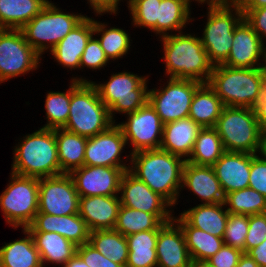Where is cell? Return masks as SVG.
<instances>
[{"mask_svg":"<svg viewBox=\"0 0 266 267\" xmlns=\"http://www.w3.org/2000/svg\"><path fill=\"white\" fill-rule=\"evenodd\" d=\"M199 3H204L205 1L208 3L209 7H221V6H227L233 3H236L237 0H197ZM230 1V2H229ZM190 2V0H188Z\"/></svg>","mask_w":266,"mask_h":267,"instance_id":"6f0895ef","label":"cell"},{"mask_svg":"<svg viewBox=\"0 0 266 267\" xmlns=\"http://www.w3.org/2000/svg\"><path fill=\"white\" fill-rule=\"evenodd\" d=\"M119 192H122L121 198L119 197L122 206L153 215H171L166 207L172 205L129 170L125 171L122 176Z\"/></svg>","mask_w":266,"mask_h":267,"instance_id":"e0dca14e","label":"cell"},{"mask_svg":"<svg viewBox=\"0 0 266 267\" xmlns=\"http://www.w3.org/2000/svg\"><path fill=\"white\" fill-rule=\"evenodd\" d=\"M157 237L158 230L141 231L127 236L129 253L126 267H156Z\"/></svg>","mask_w":266,"mask_h":267,"instance_id":"836d02e7","label":"cell"},{"mask_svg":"<svg viewBox=\"0 0 266 267\" xmlns=\"http://www.w3.org/2000/svg\"><path fill=\"white\" fill-rule=\"evenodd\" d=\"M245 20L252 26L253 30L262 37H266V6L257 9H242Z\"/></svg>","mask_w":266,"mask_h":267,"instance_id":"c3c4849f","label":"cell"},{"mask_svg":"<svg viewBox=\"0 0 266 267\" xmlns=\"http://www.w3.org/2000/svg\"><path fill=\"white\" fill-rule=\"evenodd\" d=\"M243 251L231 246L223 245L221 249L208 260L212 267H236Z\"/></svg>","mask_w":266,"mask_h":267,"instance_id":"7dc6e473","label":"cell"},{"mask_svg":"<svg viewBox=\"0 0 266 267\" xmlns=\"http://www.w3.org/2000/svg\"><path fill=\"white\" fill-rule=\"evenodd\" d=\"M189 2L188 0H161L158 2V19H157V34L163 33L166 36V31L182 30L189 18Z\"/></svg>","mask_w":266,"mask_h":267,"instance_id":"8d00e7d4","label":"cell"},{"mask_svg":"<svg viewBox=\"0 0 266 267\" xmlns=\"http://www.w3.org/2000/svg\"><path fill=\"white\" fill-rule=\"evenodd\" d=\"M39 59L20 29H0V83L37 68Z\"/></svg>","mask_w":266,"mask_h":267,"instance_id":"7c38bea8","label":"cell"},{"mask_svg":"<svg viewBox=\"0 0 266 267\" xmlns=\"http://www.w3.org/2000/svg\"><path fill=\"white\" fill-rule=\"evenodd\" d=\"M127 170L129 168L84 165L72 170L69 175L79 197L112 196L120 193V182Z\"/></svg>","mask_w":266,"mask_h":267,"instance_id":"9a60e30c","label":"cell"},{"mask_svg":"<svg viewBox=\"0 0 266 267\" xmlns=\"http://www.w3.org/2000/svg\"><path fill=\"white\" fill-rule=\"evenodd\" d=\"M266 103V70L262 67L261 86L253 104V110L256 111L261 105Z\"/></svg>","mask_w":266,"mask_h":267,"instance_id":"816d5d0a","label":"cell"},{"mask_svg":"<svg viewBox=\"0 0 266 267\" xmlns=\"http://www.w3.org/2000/svg\"><path fill=\"white\" fill-rule=\"evenodd\" d=\"M261 55H265L264 42L243 18L234 29L230 53L222 64L233 68H256L255 64L264 67L259 62Z\"/></svg>","mask_w":266,"mask_h":267,"instance_id":"ac0fdd59","label":"cell"},{"mask_svg":"<svg viewBox=\"0 0 266 267\" xmlns=\"http://www.w3.org/2000/svg\"><path fill=\"white\" fill-rule=\"evenodd\" d=\"M256 154L225 152L212 166L224 194L249 186L251 160Z\"/></svg>","mask_w":266,"mask_h":267,"instance_id":"d6986e66","label":"cell"},{"mask_svg":"<svg viewBox=\"0 0 266 267\" xmlns=\"http://www.w3.org/2000/svg\"><path fill=\"white\" fill-rule=\"evenodd\" d=\"M259 267H266V239L256 247L249 249L246 252Z\"/></svg>","mask_w":266,"mask_h":267,"instance_id":"f907efd6","label":"cell"},{"mask_svg":"<svg viewBox=\"0 0 266 267\" xmlns=\"http://www.w3.org/2000/svg\"><path fill=\"white\" fill-rule=\"evenodd\" d=\"M121 203L116 195L79 197V215L89 231L114 229Z\"/></svg>","mask_w":266,"mask_h":267,"instance_id":"7402d4cb","label":"cell"},{"mask_svg":"<svg viewBox=\"0 0 266 267\" xmlns=\"http://www.w3.org/2000/svg\"><path fill=\"white\" fill-rule=\"evenodd\" d=\"M26 238L5 244L0 248V267H43L39 251L28 229Z\"/></svg>","mask_w":266,"mask_h":267,"instance_id":"1f68e13d","label":"cell"},{"mask_svg":"<svg viewBox=\"0 0 266 267\" xmlns=\"http://www.w3.org/2000/svg\"><path fill=\"white\" fill-rule=\"evenodd\" d=\"M226 210L233 214L255 215L266 213V198L258 191L247 187L225 195Z\"/></svg>","mask_w":266,"mask_h":267,"instance_id":"74e56055","label":"cell"},{"mask_svg":"<svg viewBox=\"0 0 266 267\" xmlns=\"http://www.w3.org/2000/svg\"><path fill=\"white\" fill-rule=\"evenodd\" d=\"M64 267H89L85 261L76 253L64 265Z\"/></svg>","mask_w":266,"mask_h":267,"instance_id":"9f6ffc18","label":"cell"},{"mask_svg":"<svg viewBox=\"0 0 266 267\" xmlns=\"http://www.w3.org/2000/svg\"><path fill=\"white\" fill-rule=\"evenodd\" d=\"M125 145L122 130L113 124L107 130L87 138L84 165L129 168L121 164L119 157Z\"/></svg>","mask_w":266,"mask_h":267,"instance_id":"2e32d148","label":"cell"},{"mask_svg":"<svg viewBox=\"0 0 266 267\" xmlns=\"http://www.w3.org/2000/svg\"><path fill=\"white\" fill-rule=\"evenodd\" d=\"M236 267H259V265L247 253H243Z\"/></svg>","mask_w":266,"mask_h":267,"instance_id":"11a10c76","label":"cell"},{"mask_svg":"<svg viewBox=\"0 0 266 267\" xmlns=\"http://www.w3.org/2000/svg\"><path fill=\"white\" fill-rule=\"evenodd\" d=\"M256 118L259 123L261 134L266 133V103L261 105L256 111Z\"/></svg>","mask_w":266,"mask_h":267,"instance_id":"f5cc1de1","label":"cell"},{"mask_svg":"<svg viewBox=\"0 0 266 267\" xmlns=\"http://www.w3.org/2000/svg\"><path fill=\"white\" fill-rule=\"evenodd\" d=\"M54 132L61 171L69 174L84 166L87 138L64 128L54 129Z\"/></svg>","mask_w":266,"mask_h":267,"instance_id":"83f0119b","label":"cell"},{"mask_svg":"<svg viewBox=\"0 0 266 267\" xmlns=\"http://www.w3.org/2000/svg\"><path fill=\"white\" fill-rule=\"evenodd\" d=\"M242 9H257L266 6V0H237Z\"/></svg>","mask_w":266,"mask_h":267,"instance_id":"db71d44e","label":"cell"},{"mask_svg":"<svg viewBox=\"0 0 266 267\" xmlns=\"http://www.w3.org/2000/svg\"><path fill=\"white\" fill-rule=\"evenodd\" d=\"M162 40L166 72L170 78L208 83L214 65L209 61L200 38L180 31L179 35L162 36Z\"/></svg>","mask_w":266,"mask_h":267,"instance_id":"3957f363","label":"cell"},{"mask_svg":"<svg viewBox=\"0 0 266 267\" xmlns=\"http://www.w3.org/2000/svg\"><path fill=\"white\" fill-rule=\"evenodd\" d=\"M38 212L58 216L79 213V195L69 174L39 178Z\"/></svg>","mask_w":266,"mask_h":267,"instance_id":"4fadbf2b","label":"cell"},{"mask_svg":"<svg viewBox=\"0 0 266 267\" xmlns=\"http://www.w3.org/2000/svg\"><path fill=\"white\" fill-rule=\"evenodd\" d=\"M183 185L202 198L205 204L224 203L225 194L212 166L186 162L183 168Z\"/></svg>","mask_w":266,"mask_h":267,"instance_id":"cb8c5ba5","label":"cell"},{"mask_svg":"<svg viewBox=\"0 0 266 267\" xmlns=\"http://www.w3.org/2000/svg\"><path fill=\"white\" fill-rule=\"evenodd\" d=\"M94 35V20L87 16L53 49L52 55L64 67L80 68V61L89 39Z\"/></svg>","mask_w":266,"mask_h":267,"instance_id":"603a6c76","label":"cell"},{"mask_svg":"<svg viewBox=\"0 0 266 267\" xmlns=\"http://www.w3.org/2000/svg\"><path fill=\"white\" fill-rule=\"evenodd\" d=\"M172 220V215H153L121 205L114 229L127 237L141 231L159 230L165 223Z\"/></svg>","mask_w":266,"mask_h":267,"instance_id":"d6a6232c","label":"cell"},{"mask_svg":"<svg viewBox=\"0 0 266 267\" xmlns=\"http://www.w3.org/2000/svg\"><path fill=\"white\" fill-rule=\"evenodd\" d=\"M181 158L162 149L141 150L131 153L134 165L129 171L174 205L179 188L183 187L181 184L186 159Z\"/></svg>","mask_w":266,"mask_h":267,"instance_id":"6da1fadb","label":"cell"},{"mask_svg":"<svg viewBox=\"0 0 266 267\" xmlns=\"http://www.w3.org/2000/svg\"><path fill=\"white\" fill-rule=\"evenodd\" d=\"M67 92H49L46 101V115L48 123L42 128L59 129L64 128L70 108V89Z\"/></svg>","mask_w":266,"mask_h":267,"instance_id":"ab89813d","label":"cell"},{"mask_svg":"<svg viewBox=\"0 0 266 267\" xmlns=\"http://www.w3.org/2000/svg\"><path fill=\"white\" fill-rule=\"evenodd\" d=\"M224 205V203L199 204L187 211L185 210L181 213V217L190 226L223 238L229 216V212L222 209Z\"/></svg>","mask_w":266,"mask_h":267,"instance_id":"484cf974","label":"cell"},{"mask_svg":"<svg viewBox=\"0 0 266 267\" xmlns=\"http://www.w3.org/2000/svg\"><path fill=\"white\" fill-rule=\"evenodd\" d=\"M173 221L177 222L183 231L191 260L206 261L224 245L223 238L190 226L181 216Z\"/></svg>","mask_w":266,"mask_h":267,"instance_id":"f1b7e54d","label":"cell"},{"mask_svg":"<svg viewBox=\"0 0 266 267\" xmlns=\"http://www.w3.org/2000/svg\"><path fill=\"white\" fill-rule=\"evenodd\" d=\"M88 243L108 259L126 267L129 253L127 240L115 229L91 231Z\"/></svg>","mask_w":266,"mask_h":267,"instance_id":"e575fe53","label":"cell"},{"mask_svg":"<svg viewBox=\"0 0 266 267\" xmlns=\"http://www.w3.org/2000/svg\"><path fill=\"white\" fill-rule=\"evenodd\" d=\"M227 152H261L262 134L256 113L247 107L224 106L213 127Z\"/></svg>","mask_w":266,"mask_h":267,"instance_id":"8992f818","label":"cell"},{"mask_svg":"<svg viewBox=\"0 0 266 267\" xmlns=\"http://www.w3.org/2000/svg\"><path fill=\"white\" fill-rule=\"evenodd\" d=\"M118 2L119 0H89L91 7L98 14L105 12L116 14Z\"/></svg>","mask_w":266,"mask_h":267,"instance_id":"681fc988","label":"cell"},{"mask_svg":"<svg viewBox=\"0 0 266 267\" xmlns=\"http://www.w3.org/2000/svg\"><path fill=\"white\" fill-rule=\"evenodd\" d=\"M39 178L12 173L11 182L0 195V207L7 223L27 228L38 213Z\"/></svg>","mask_w":266,"mask_h":267,"instance_id":"9c48e42d","label":"cell"},{"mask_svg":"<svg viewBox=\"0 0 266 267\" xmlns=\"http://www.w3.org/2000/svg\"><path fill=\"white\" fill-rule=\"evenodd\" d=\"M261 155L266 158V133L262 134V148H261Z\"/></svg>","mask_w":266,"mask_h":267,"instance_id":"91938a15","label":"cell"},{"mask_svg":"<svg viewBox=\"0 0 266 267\" xmlns=\"http://www.w3.org/2000/svg\"><path fill=\"white\" fill-rule=\"evenodd\" d=\"M127 115L128 121L117 125L122 130L126 143L130 140L133 144L132 153L141 150L160 149L164 124L151 104L147 102L135 112ZM158 135L161 137L160 139H158Z\"/></svg>","mask_w":266,"mask_h":267,"instance_id":"5bb4252c","label":"cell"},{"mask_svg":"<svg viewBox=\"0 0 266 267\" xmlns=\"http://www.w3.org/2000/svg\"><path fill=\"white\" fill-rule=\"evenodd\" d=\"M266 239V213L249 216L248 233L245 239L244 253L258 246Z\"/></svg>","mask_w":266,"mask_h":267,"instance_id":"7bdbcfd3","label":"cell"},{"mask_svg":"<svg viewBox=\"0 0 266 267\" xmlns=\"http://www.w3.org/2000/svg\"><path fill=\"white\" fill-rule=\"evenodd\" d=\"M84 18L83 15L65 14L48 2L42 11L20 30L26 42L41 56L48 47L53 49ZM45 41L49 42L50 46Z\"/></svg>","mask_w":266,"mask_h":267,"instance_id":"52a82bcc","label":"cell"},{"mask_svg":"<svg viewBox=\"0 0 266 267\" xmlns=\"http://www.w3.org/2000/svg\"><path fill=\"white\" fill-rule=\"evenodd\" d=\"M190 267H212L207 261L191 260Z\"/></svg>","mask_w":266,"mask_h":267,"instance_id":"680465c9","label":"cell"},{"mask_svg":"<svg viewBox=\"0 0 266 267\" xmlns=\"http://www.w3.org/2000/svg\"><path fill=\"white\" fill-rule=\"evenodd\" d=\"M114 121L91 81L74 78L70 86L69 117L64 129L90 138L107 130Z\"/></svg>","mask_w":266,"mask_h":267,"instance_id":"7a4b0ae2","label":"cell"},{"mask_svg":"<svg viewBox=\"0 0 266 267\" xmlns=\"http://www.w3.org/2000/svg\"><path fill=\"white\" fill-rule=\"evenodd\" d=\"M262 67L233 68L224 64L213 67L208 85L224 106L253 108L261 86Z\"/></svg>","mask_w":266,"mask_h":267,"instance_id":"5b68a950","label":"cell"},{"mask_svg":"<svg viewBox=\"0 0 266 267\" xmlns=\"http://www.w3.org/2000/svg\"><path fill=\"white\" fill-rule=\"evenodd\" d=\"M174 226L173 220L165 223L158 230L157 266L158 267H190L191 257L186 246L181 227Z\"/></svg>","mask_w":266,"mask_h":267,"instance_id":"44dd1931","label":"cell"},{"mask_svg":"<svg viewBox=\"0 0 266 267\" xmlns=\"http://www.w3.org/2000/svg\"><path fill=\"white\" fill-rule=\"evenodd\" d=\"M108 63V58L105 55L99 41L91 37L84 49L80 61V68L86 67L99 69ZM82 66V67H81Z\"/></svg>","mask_w":266,"mask_h":267,"instance_id":"ee69618b","label":"cell"},{"mask_svg":"<svg viewBox=\"0 0 266 267\" xmlns=\"http://www.w3.org/2000/svg\"><path fill=\"white\" fill-rule=\"evenodd\" d=\"M26 229L29 232H56L77 247L89 242L90 231L79 213L58 216L38 212Z\"/></svg>","mask_w":266,"mask_h":267,"instance_id":"ffe728a7","label":"cell"},{"mask_svg":"<svg viewBox=\"0 0 266 267\" xmlns=\"http://www.w3.org/2000/svg\"><path fill=\"white\" fill-rule=\"evenodd\" d=\"M249 227V216L229 213L223 240L224 245L240 249L244 253V245Z\"/></svg>","mask_w":266,"mask_h":267,"instance_id":"b9f144b4","label":"cell"},{"mask_svg":"<svg viewBox=\"0 0 266 267\" xmlns=\"http://www.w3.org/2000/svg\"><path fill=\"white\" fill-rule=\"evenodd\" d=\"M266 198V158L255 155L251 160L249 186Z\"/></svg>","mask_w":266,"mask_h":267,"instance_id":"f6af8a7d","label":"cell"},{"mask_svg":"<svg viewBox=\"0 0 266 267\" xmlns=\"http://www.w3.org/2000/svg\"><path fill=\"white\" fill-rule=\"evenodd\" d=\"M77 254L89 267H124L102 255L89 243L78 246Z\"/></svg>","mask_w":266,"mask_h":267,"instance_id":"bcb514c9","label":"cell"},{"mask_svg":"<svg viewBox=\"0 0 266 267\" xmlns=\"http://www.w3.org/2000/svg\"><path fill=\"white\" fill-rule=\"evenodd\" d=\"M42 265L46 261L63 264L77 253V246L56 232H30Z\"/></svg>","mask_w":266,"mask_h":267,"instance_id":"f546056e","label":"cell"},{"mask_svg":"<svg viewBox=\"0 0 266 267\" xmlns=\"http://www.w3.org/2000/svg\"><path fill=\"white\" fill-rule=\"evenodd\" d=\"M230 7H234L237 18ZM243 18L244 13L237 2L227 6L209 7L207 24L200 40L214 66L222 64L228 58L234 29Z\"/></svg>","mask_w":266,"mask_h":267,"instance_id":"ba28073f","label":"cell"},{"mask_svg":"<svg viewBox=\"0 0 266 267\" xmlns=\"http://www.w3.org/2000/svg\"><path fill=\"white\" fill-rule=\"evenodd\" d=\"M158 2L161 0H129L134 25L150 28L157 33Z\"/></svg>","mask_w":266,"mask_h":267,"instance_id":"60d3db41","label":"cell"},{"mask_svg":"<svg viewBox=\"0 0 266 267\" xmlns=\"http://www.w3.org/2000/svg\"><path fill=\"white\" fill-rule=\"evenodd\" d=\"M100 99L109 109L111 119L113 112L132 113L148 102L146 77L128 72L114 74L106 84H96Z\"/></svg>","mask_w":266,"mask_h":267,"instance_id":"30bf717a","label":"cell"},{"mask_svg":"<svg viewBox=\"0 0 266 267\" xmlns=\"http://www.w3.org/2000/svg\"><path fill=\"white\" fill-rule=\"evenodd\" d=\"M201 129L202 127L189 117L166 123L163 125V138L160 149L180 157H190Z\"/></svg>","mask_w":266,"mask_h":267,"instance_id":"d4e9b609","label":"cell"},{"mask_svg":"<svg viewBox=\"0 0 266 267\" xmlns=\"http://www.w3.org/2000/svg\"><path fill=\"white\" fill-rule=\"evenodd\" d=\"M265 63H264V69L266 70V47H265V55L263 56Z\"/></svg>","mask_w":266,"mask_h":267,"instance_id":"94428289","label":"cell"},{"mask_svg":"<svg viewBox=\"0 0 266 267\" xmlns=\"http://www.w3.org/2000/svg\"><path fill=\"white\" fill-rule=\"evenodd\" d=\"M48 0H0V29H21L39 14Z\"/></svg>","mask_w":266,"mask_h":267,"instance_id":"4dcf8cb0","label":"cell"},{"mask_svg":"<svg viewBox=\"0 0 266 267\" xmlns=\"http://www.w3.org/2000/svg\"><path fill=\"white\" fill-rule=\"evenodd\" d=\"M105 25L94 20V33H102L101 38L97 39L109 59L120 58L127 53L130 47L128 34L119 28L104 29Z\"/></svg>","mask_w":266,"mask_h":267,"instance_id":"f35d334b","label":"cell"},{"mask_svg":"<svg viewBox=\"0 0 266 267\" xmlns=\"http://www.w3.org/2000/svg\"><path fill=\"white\" fill-rule=\"evenodd\" d=\"M224 105L215 91L202 84L194 93L189 110V118L202 128H213Z\"/></svg>","mask_w":266,"mask_h":267,"instance_id":"4316f807","label":"cell"},{"mask_svg":"<svg viewBox=\"0 0 266 267\" xmlns=\"http://www.w3.org/2000/svg\"><path fill=\"white\" fill-rule=\"evenodd\" d=\"M14 151L12 173L28 177H52L64 174L58 159L55 132L40 128L25 136Z\"/></svg>","mask_w":266,"mask_h":267,"instance_id":"277c9868","label":"cell"},{"mask_svg":"<svg viewBox=\"0 0 266 267\" xmlns=\"http://www.w3.org/2000/svg\"><path fill=\"white\" fill-rule=\"evenodd\" d=\"M202 83L194 80L170 78L165 89L148 90V102L163 124L189 117L195 91Z\"/></svg>","mask_w":266,"mask_h":267,"instance_id":"8fae6325","label":"cell"},{"mask_svg":"<svg viewBox=\"0 0 266 267\" xmlns=\"http://www.w3.org/2000/svg\"><path fill=\"white\" fill-rule=\"evenodd\" d=\"M220 136L214 128H202L195 140L193 150L186 162L213 166L225 153ZM192 156V157H191Z\"/></svg>","mask_w":266,"mask_h":267,"instance_id":"d590c367","label":"cell"}]
</instances>
